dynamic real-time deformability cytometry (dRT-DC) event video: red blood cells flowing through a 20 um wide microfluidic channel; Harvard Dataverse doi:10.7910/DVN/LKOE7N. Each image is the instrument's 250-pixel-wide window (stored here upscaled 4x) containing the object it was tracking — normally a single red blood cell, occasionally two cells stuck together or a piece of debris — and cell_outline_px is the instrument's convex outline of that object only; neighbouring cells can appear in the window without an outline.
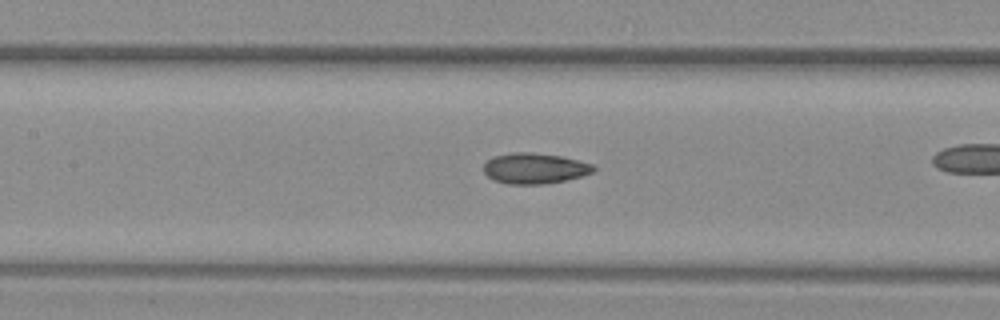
{"species": "common noctule bat (a hibernating species)", "species_latin": "Nyctalus noctula", "temperature_condition": "warm", "stored_images_in_passage": 41, "camera_frame_rate_fps": 3000, "um_per_image_px": 0.085, "animal": {"sex": "female", "body_mass_g": 29.2, "forearm_length_mm": 56.3}, "frame": {"image": 1, "passage_image": 24, "time_ms": 7.667, "image_size_px": [1000, 320], "cell_outline_px": [[596, 168], [592, 172], [580, 176], [564, 180], [544, 184], [508, 184], [492, 180], [484, 172], [484, 164], [492, 156], [512, 152], [532, 152], [560, 156], [592, 164]], "centroid_in_image_um": [45.39, 14.3], "position_along_channel_um": 162.0, "area_um2": 19.54}}
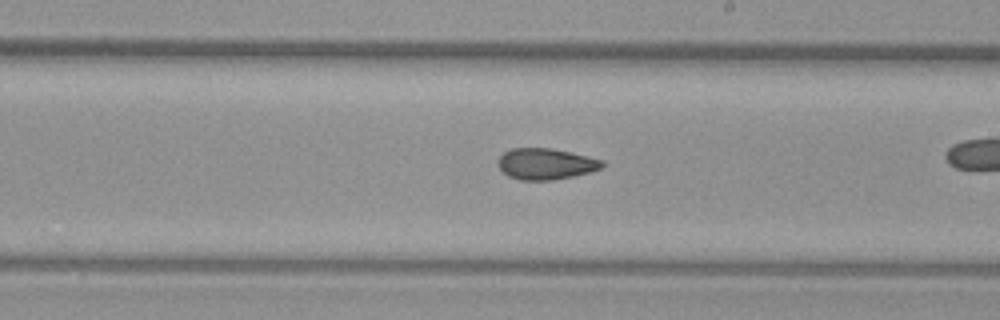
{"frame": {"image": 2, "passage_image": 30, "time_ms": 9.667, "image_size_px": [1000, 320], "cell_outline_px": [[604, 164], [600, 168], [588, 172], [572, 176], [552, 180], [520, 180], [508, 176], [496, 164], [496, 160], [504, 152], [512, 148], [552, 148], [572, 152], [604, 160]], "centroid_in_image_um": [46.36, 13.92], "position_along_channel_um": 242.6, "area_um2": 18.96}}